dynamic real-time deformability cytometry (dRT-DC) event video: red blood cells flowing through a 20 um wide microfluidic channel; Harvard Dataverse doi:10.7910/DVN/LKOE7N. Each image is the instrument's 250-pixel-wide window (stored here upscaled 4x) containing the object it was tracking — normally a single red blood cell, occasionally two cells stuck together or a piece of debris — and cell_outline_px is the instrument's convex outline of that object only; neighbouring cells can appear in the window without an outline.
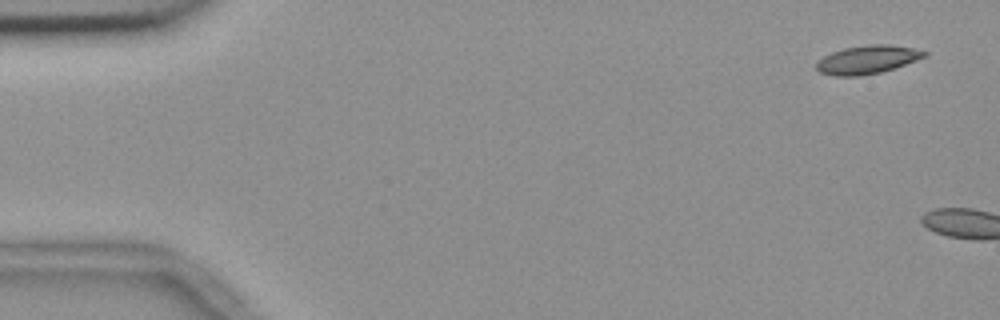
{"species": "common noctule bat (a hibernating species)", "species_latin": "Nyctalus noctula", "temperature_condition": "room temperature", "stored_images_in_passage": 2, "segment_of_instrument_passage": [2, 2], "camera_frame_rate_fps": 3000, "um_per_image_px": 0.085, "animal": {"sex": "female", "body_mass_g": 18.4}, "frame": {"image": 1, "passage_image": 2, "time_ms": 0.333, "image_size_px": [1000, 320], "cell_outline_px": [[928, 52], [924, 56], [916, 60], [880, 72], [856, 76], [836, 76], [820, 72], [816, 68], [816, 60], [832, 52], [844, 48], [868, 44], [888, 44], [912, 48]], "centroid_in_image_um": [73.67, 5.06], "position_along_channel_um": 11.3, "area_um2": 17.57}}